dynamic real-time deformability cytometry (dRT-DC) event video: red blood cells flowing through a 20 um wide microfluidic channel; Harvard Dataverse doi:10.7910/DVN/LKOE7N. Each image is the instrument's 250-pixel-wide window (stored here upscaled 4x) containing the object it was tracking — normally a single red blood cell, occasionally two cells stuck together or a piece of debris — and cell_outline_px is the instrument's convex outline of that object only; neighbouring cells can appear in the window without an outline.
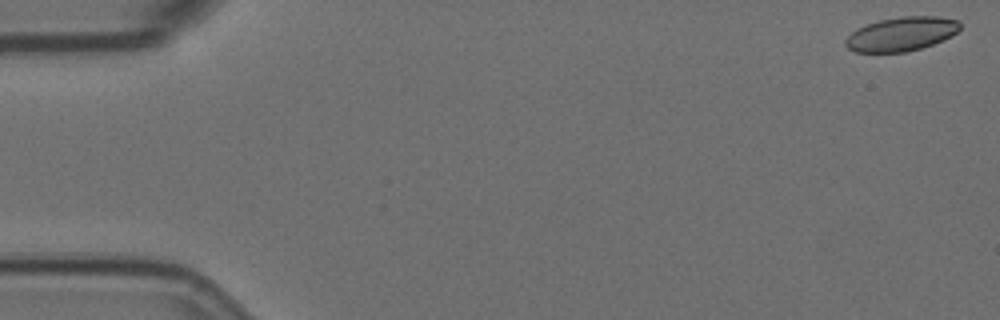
{"species": "Egyptian fruit bat (a non-hibernating species)", "species_latin": "Rousettus aegyptiacus", "temperature_condition": "room temperature", "stored_images_in_passage": 5, "camera_frame_rate_fps": 3000, "um_per_image_px": 0.085, "animal": {"sex": "female"}, "frame": {"image": 1, "passage_image": 1, "time_ms": 0.0, "image_size_px": [1000, 320], "cell_outline_px": [[960, 28], [952, 36], [932, 44], [920, 48], [904, 52], [856, 52], [848, 48], [844, 44], [844, 40], [852, 32], [868, 24], [880, 20], [904, 16], [940, 16], [960, 20]], "centroid_in_image_um": [76.64, 2.88], "position_along_channel_um": 8.4, "area_um2": 22.54}}
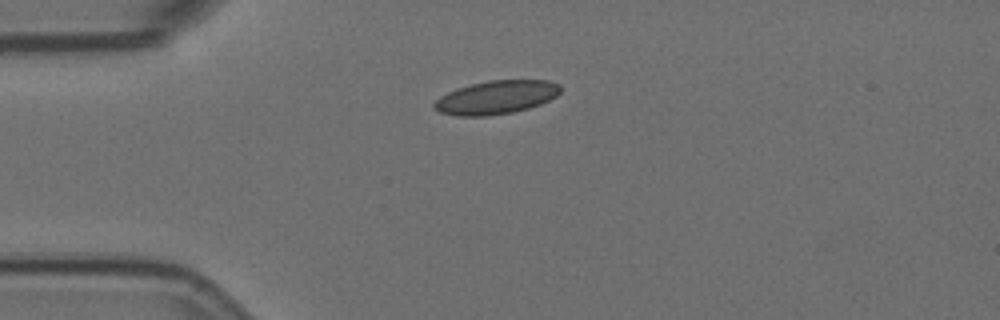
{"frame": {"image": 2, "passage_image": 4, "time_ms": 1.0, "image_size_px": [1000, 320], "cell_outline_px": [[560, 92], [556, 96], [540, 104], [528, 108], [512, 112], [488, 116], [456, 116], [440, 112], [432, 108], [432, 104], [440, 96], [456, 88], [488, 80], [548, 80], [560, 84]], "centroid_in_image_um": [42.15, 8.27], "position_along_channel_um": 42.9, "area_um2": 24.68}}